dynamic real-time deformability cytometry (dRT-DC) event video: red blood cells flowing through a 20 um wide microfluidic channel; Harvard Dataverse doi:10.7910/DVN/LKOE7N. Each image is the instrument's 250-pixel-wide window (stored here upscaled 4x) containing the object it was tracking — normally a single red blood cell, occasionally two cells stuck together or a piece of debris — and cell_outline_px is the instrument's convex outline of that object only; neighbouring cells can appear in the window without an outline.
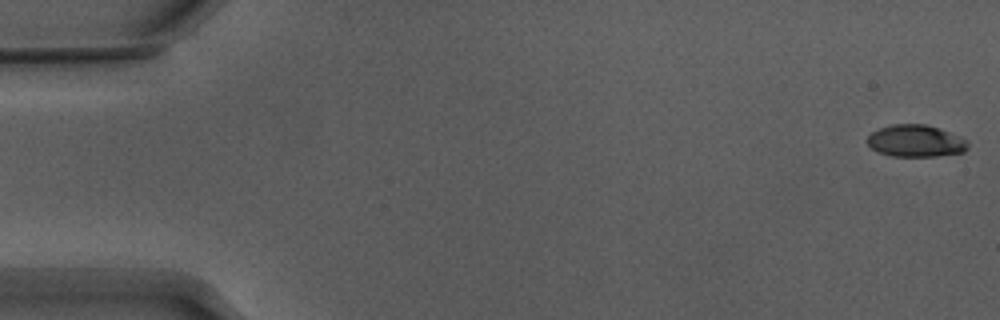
{"species": "Egyptian fruit bat (a non-hibernating species)", "species_latin": "Rousettus aegyptiacus", "temperature_condition": "warm", "stored_images_in_passage": 54, "camera_frame_rate_fps": 3000, "um_per_image_px": 0.085, "animal": {"sex": "male"}, "frame": {"image": 1, "passage_image": 1, "time_ms": 0.0, "image_size_px": [1000, 320], "cell_outline_px": [[968, 148], [964, 152], [936, 156], [892, 156], [880, 152], [872, 148], [864, 140], [872, 132], [880, 128], [892, 124], [924, 124], [948, 132], [964, 140], [968, 144]], "centroid_in_image_um": [77.78, 11.98], "position_along_channel_um": 7.2, "area_um2": 18.44}}
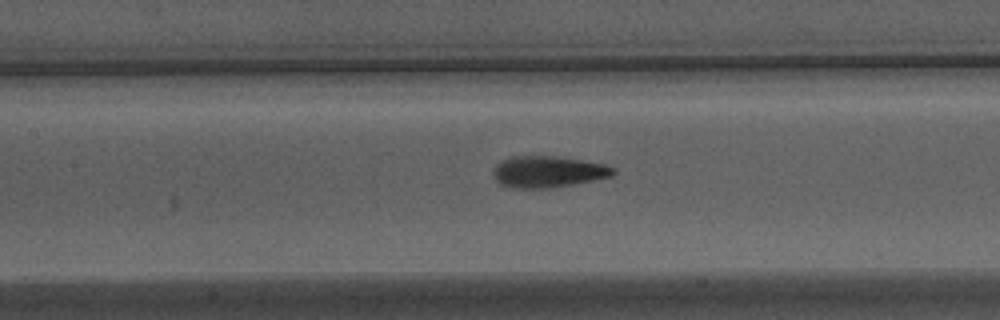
{"frame": {"image": 2, "passage_image": 25, "time_ms": 8.0, "image_size_px": [1000, 320], "cell_outline_px": [[616, 172], [612, 176], [572, 184], [548, 188], [512, 188], [500, 184], [496, 180], [492, 172], [496, 164], [500, 160], [508, 156], [552, 156], [580, 160], [604, 164], [616, 168]], "centroid_in_image_um": [46.53, 14.59], "position_along_channel_um": 160.9, "area_um2": 21.96}}
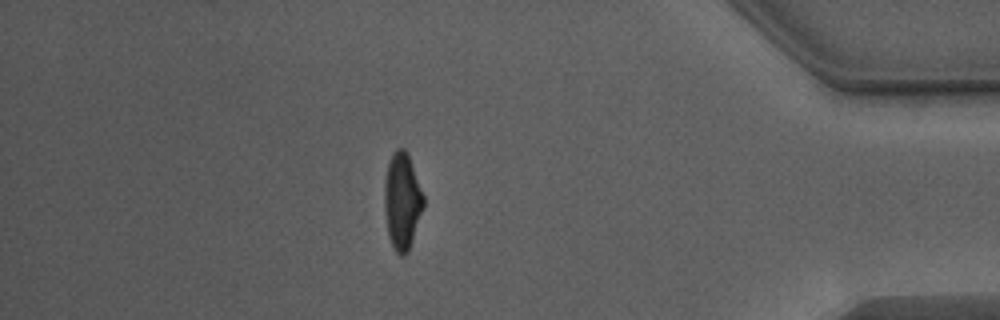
{"frame": {"image": 3, "passage_image": 47, "time_ms": 15.333, "image_size_px": [1000, 320], "cell_outline_px": [[424, 208], [408, 252], [404, 256], [400, 256], [392, 248], [388, 236], [384, 204], [384, 188], [388, 164], [396, 148], [404, 148], [408, 156], [424, 196]], "centroid_in_image_um": [34.18, 17.16], "position_along_channel_um": 401.0, "area_um2": 21.85}, "authors_computed_cell_mechanics": {"area_um2": 21.1259, "velocity_mm_per_s": 3.8529, "shape_relaxation_time_tau1_ms": 3.3907, "shape_relaxation_time_tau2_ms": 1.1914, "deformation_change_tau1": 0.1992, "deformation_change_tau2": 0.0966}}